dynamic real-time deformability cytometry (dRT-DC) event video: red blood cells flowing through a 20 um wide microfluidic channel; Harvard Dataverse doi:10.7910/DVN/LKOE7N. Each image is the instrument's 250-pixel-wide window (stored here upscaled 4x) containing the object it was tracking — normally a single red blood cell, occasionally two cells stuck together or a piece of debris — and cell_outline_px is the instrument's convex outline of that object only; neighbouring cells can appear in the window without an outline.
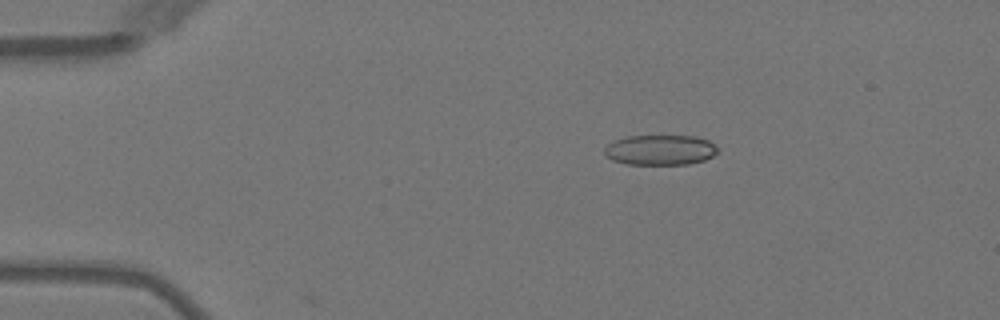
{"species": "Egyptian fruit bat (a non-hibernating species)", "species_latin": "Rousettus aegyptiacus", "temperature_condition": "warm", "stored_images_in_passage": 42, "camera_frame_rate_fps": 3000, "um_per_image_px": 0.085, "animal": {"sex": "female"}, "frame": {"image": 1, "passage_image": 1, "time_ms": 0.0, "image_size_px": [1000, 320], "cell_outline_px": [[720, 148], [712, 156], [704, 160], [688, 164], [628, 164], [612, 160], [604, 152], [604, 148], [608, 144], [624, 136], [692, 136], [708, 140]], "centroid_in_image_um": [56.12, 12.74], "position_along_channel_um": 28.9, "area_um2": 19.83}}
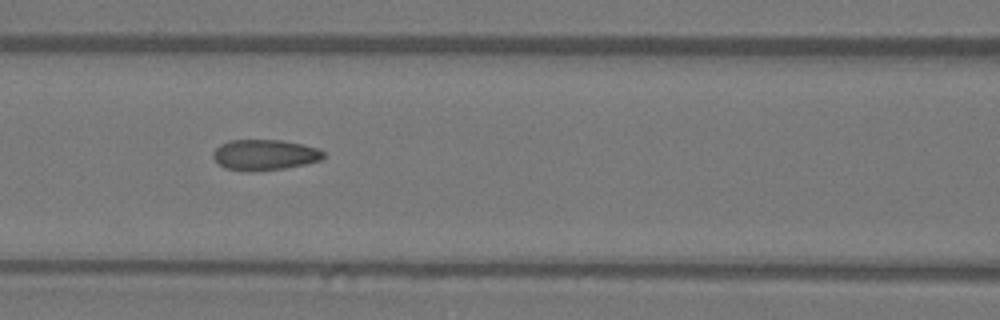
{"frame": {"image": 2, "passage_image": 14, "time_ms": 4.333, "image_size_px": [1000, 320], "cell_outline_px": [[324, 156], [320, 160], [304, 164], [284, 168], [252, 172], [244, 172], [224, 168], [212, 156], [212, 152], [220, 144], [228, 140], [280, 140], [300, 144], [316, 148], [324, 152]], "centroid_in_image_um": [22.43, 13.17], "position_along_channel_um": 144.2, "area_um2": 19.71}}
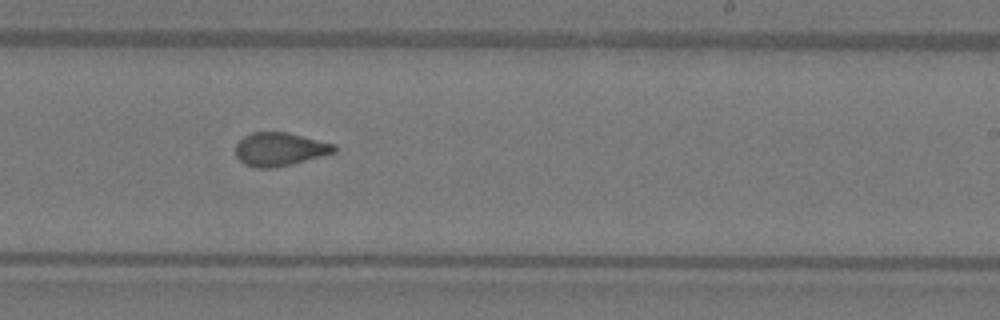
{"frame": {"image": 3, "passage_image": 23, "time_ms": 7.333, "image_size_px": [1000, 320], "cell_outline_px": [[336, 152], [292, 164], [272, 168], [256, 168], [244, 164], [236, 156], [236, 144], [244, 136], [252, 132], [288, 132], [336, 144]], "centroid_in_image_um": [23.78, 12.68], "position_along_channel_um": 265.2, "area_um2": 19.25}, "authors_computed_cell_mechanics": {"area_um2": 19.6231, "velocity_mm_per_s": 4.0629, "shape_relaxation_time_tau1_ms": 5.9159, "shape_relaxation_time_tau2_ms": 1.4063, "deformation_change_tau1": 0.1638, "deformation_change_tau2": 0.0816}}